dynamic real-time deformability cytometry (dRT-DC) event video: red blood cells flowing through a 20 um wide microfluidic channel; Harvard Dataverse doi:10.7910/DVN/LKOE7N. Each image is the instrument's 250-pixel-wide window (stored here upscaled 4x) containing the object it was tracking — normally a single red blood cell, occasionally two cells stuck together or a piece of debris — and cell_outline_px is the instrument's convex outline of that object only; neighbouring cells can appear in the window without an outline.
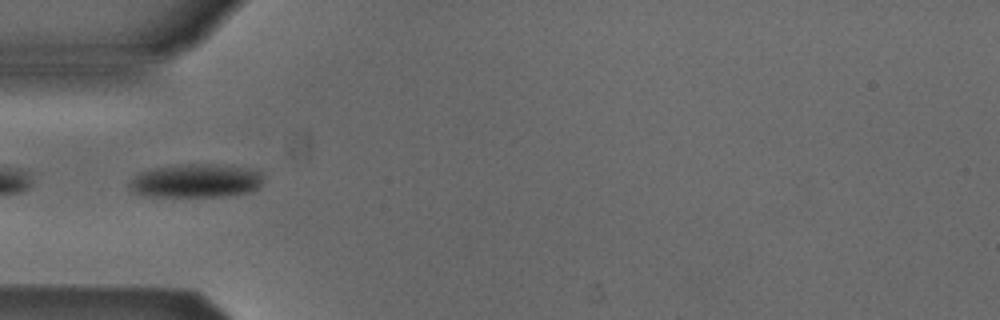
{"species": "Egyptian fruit bat (a non-hibernating species)", "species_latin": "Rousettus aegyptiacus", "temperature_condition": "cold", "stored_images_in_passage": 37, "camera_frame_rate_fps": 3000, "um_per_image_px": 0.085, "animal": {"sex": "male"}, "frame": {"image": 1, "passage_image": 1, "time_ms": 0.0, "image_size_px": [1000, 320], "cell_outline_px": [[260, 184], [256, 188], [248, 192], [224, 196], [148, 196], [132, 192], [128, 184], [128, 180], [140, 172], [156, 168], [180, 164], [212, 164], [248, 168], [260, 172]], "centroid_in_image_um": [16.57, 15.36], "position_along_channel_um": 68.4, "area_um2": 25.95}}
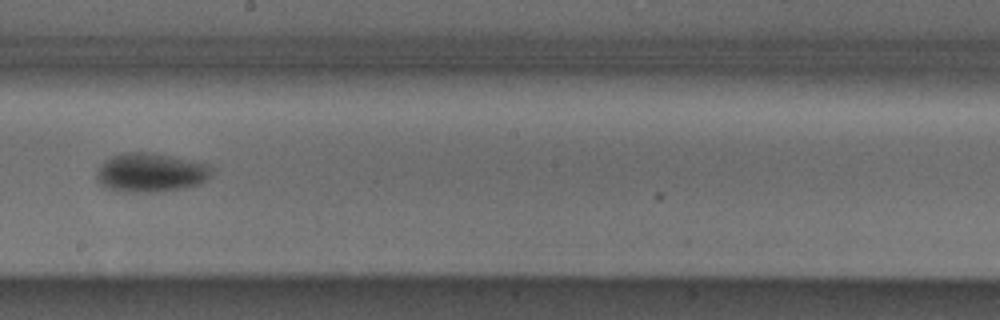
{"frame": {"image": 2, "passage_image": 14, "time_ms": 4.333, "image_size_px": [1000, 320], "cell_outline_px": [[212, 172], [208, 180], [200, 184], [160, 192], [120, 192], [104, 188], [100, 184], [96, 176], [100, 168], [112, 156], [128, 152], [144, 152], [168, 156], [208, 164], [212, 168]], "centroid_in_image_um": [12.82, 14.7], "position_along_channel_um": 235.4, "area_um2": 25.84}}
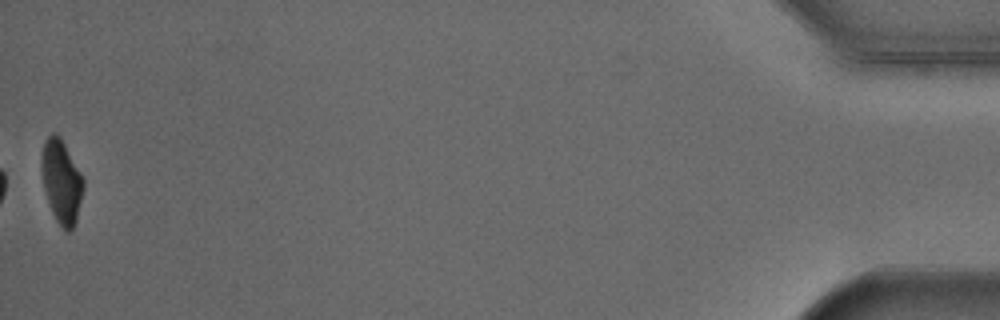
{"frame": {"image": 3, "passage_image": 37, "time_ms": 12.0, "image_size_px": [1000, 320], "cell_outline_px": [[84, 188], [76, 220], [72, 228], [68, 232], [64, 232], [56, 220], [52, 212], [44, 188], [44, 144], [48, 136], [52, 132], [56, 132], [60, 136], [84, 180]], "centroid_in_image_um": [5.27, 15.48], "position_along_channel_um": 429.9, "area_um2": 19.48}, "authors_computed_cell_mechanics": {"area_um2": 23.5824, "velocity_mm_per_s": 3.862, "shape_relaxation_time_tau1_ms": 1.6781, "shape_relaxation_time_tau2_ms": null, "deformation_change_tau1": 0.0972, "deformation_change_tau2": null}}